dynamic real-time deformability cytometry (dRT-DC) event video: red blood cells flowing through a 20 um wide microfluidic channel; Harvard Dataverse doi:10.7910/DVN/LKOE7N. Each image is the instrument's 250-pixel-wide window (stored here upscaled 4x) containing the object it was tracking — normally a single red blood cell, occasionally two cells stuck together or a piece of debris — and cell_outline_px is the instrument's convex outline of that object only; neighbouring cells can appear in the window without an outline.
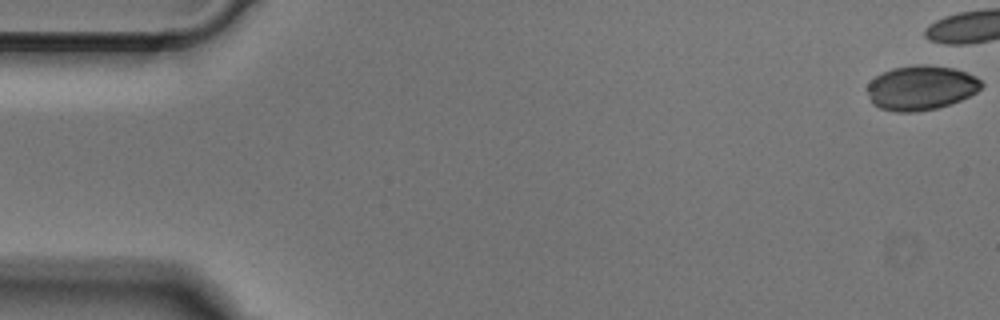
{"species": "Egyptian fruit bat (a non-hibernating species)", "species_latin": "Rousettus aegyptiacus", "temperature_condition": "cold", "stored_images_in_passage": 21, "camera_frame_rate_fps": 3000, "um_per_image_px": 0.085, "animal": {"sex": "male"}, "frame": {"image": 1, "passage_image": 1, "time_ms": 0.0, "image_size_px": [1000, 320], "cell_outline_px": [[984, 84], [976, 92], [960, 100], [936, 108], [916, 112], [896, 112], [880, 108], [872, 104], [868, 92], [868, 84], [876, 76], [892, 68], [916, 64], [928, 64], [952, 68], [976, 76]], "centroid_in_image_um": [78.27, 7.46], "position_along_channel_um": 6.7, "area_um2": 29.48}}